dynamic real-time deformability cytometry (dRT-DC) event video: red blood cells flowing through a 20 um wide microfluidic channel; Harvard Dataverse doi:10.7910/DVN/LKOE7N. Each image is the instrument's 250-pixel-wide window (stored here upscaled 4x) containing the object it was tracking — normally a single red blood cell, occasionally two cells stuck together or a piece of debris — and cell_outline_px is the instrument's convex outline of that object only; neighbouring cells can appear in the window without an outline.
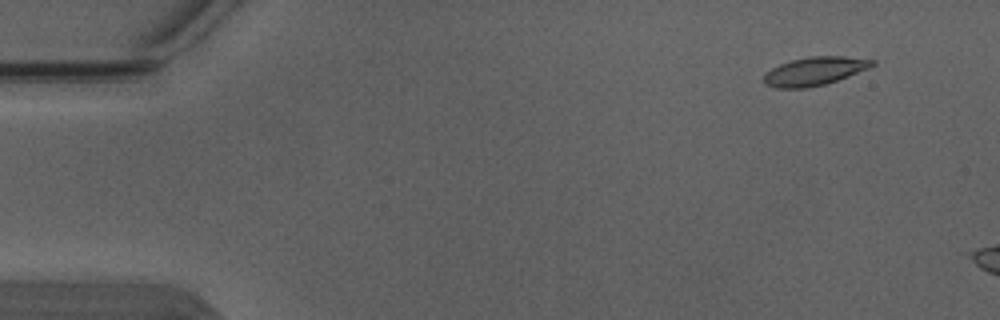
{"species": "Egyptian fruit bat (a non-hibernating species)", "species_latin": "Rousettus aegyptiacus", "temperature_condition": "warm", "stored_images_in_passage": 3, "camera_frame_rate_fps": 3000, "um_per_image_px": 0.085, "animal": {"sex": "male"}, "frame": {"image": 1, "passage_image": 1, "time_ms": 0.0, "image_size_px": [1000, 320], "cell_outline_px": [[876, 64], [868, 68], [848, 76], [824, 84], [804, 88], [776, 88], [764, 84], [764, 72], [780, 64], [792, 60], [808, 56], [844, 56], [876, 60]], "centroid_in_image_um": [69.22, 6.04], "position_along_channel_um": 15.8, "area_um2": 17.86}}